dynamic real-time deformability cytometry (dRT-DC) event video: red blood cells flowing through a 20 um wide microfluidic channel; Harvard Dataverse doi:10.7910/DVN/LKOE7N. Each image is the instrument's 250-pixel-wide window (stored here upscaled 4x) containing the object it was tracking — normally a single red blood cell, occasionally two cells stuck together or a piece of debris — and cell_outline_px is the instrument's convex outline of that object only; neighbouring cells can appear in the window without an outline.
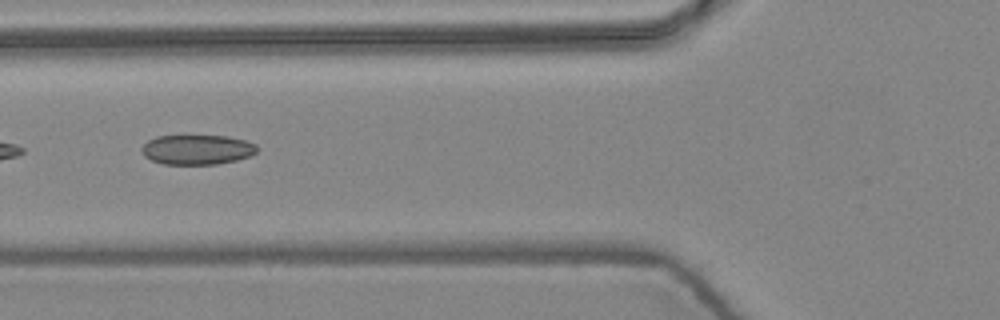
{"species": "common noctule bat (a hibernating species)", "species_latin": "Nyctalus noctula", "temperature_condition": "warm", "stored_images_in_passage": 7, "segment_of_instrument_passage": [2, 2], "camera_frame_rate_fps": 3000, "um_per_image_px": 0.085, "animal": {"sex": "female", "body_mass_g": 24.6, "forearm_length_mm": 56.2}, "frame": {"image": 1, "passage_image": 6, "time_ms": 1.667, "image_size_px": [1000, 320], "cell_outline_px": [[256, 152], [252, 156], [236, 160], [216, 164], [164, 164], [152, 160], [144, 156], [140, 148], [148, 140], [156, 136], [184, 132], [228, 136], [244, 140], [256, 144]], "centroid_in_image_um": [16.71, 12.65], "position_along_channel_um": 109.1, "area_um2": 21.04}}
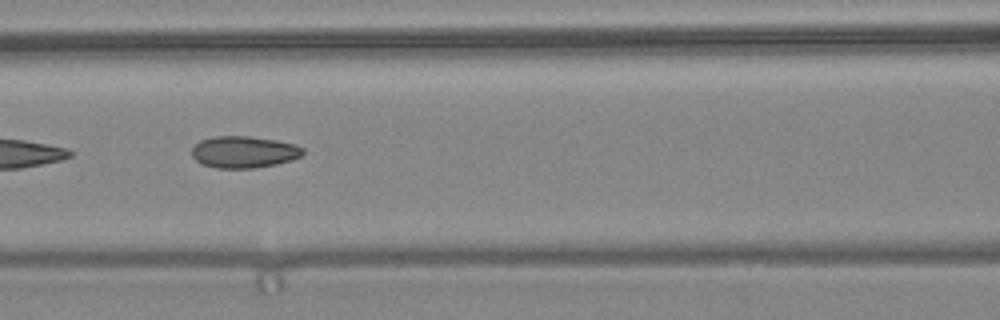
{"frame": {"image": 2, "passage_image": 7, "time_ms": 2.0, "image_size_px": [1000, 320], "cell_outline_px": [[304, 152], [300, 156], [292, 160], [276, 164], [256, 168], [216, 168], [204, 164], [196, 160], [192, 156], [192, 148], [200, 140], [216, 136], [248, 136], [276, 140], [296, 144], [304, 148]], "centroid_in_image_um": [20.75, 12.92], "position_along_channel_um": 145.8, "area_um2": 20.58}}